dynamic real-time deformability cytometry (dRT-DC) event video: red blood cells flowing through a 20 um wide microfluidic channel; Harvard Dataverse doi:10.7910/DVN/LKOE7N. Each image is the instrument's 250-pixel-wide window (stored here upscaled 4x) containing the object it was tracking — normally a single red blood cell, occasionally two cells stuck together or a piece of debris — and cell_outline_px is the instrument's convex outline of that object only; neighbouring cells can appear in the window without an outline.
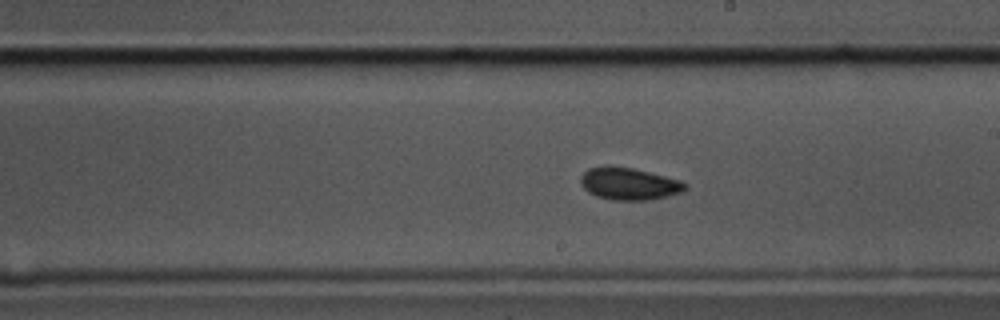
{"species": "common noctule bat (a hibernating species)", "species_latin": "Nyctalus noctula", "temperature_condition": "cold", "stored_images_in_passage": 58, "camera_frame_rate_fps": 3000, "um_per_image_px": 0.085, "animal": {"sex": "male", "body_mass_g": 17.5, "forearm_length_mm": 52.3}, "frame": {"image": 1, "passage_image": 33, "time_ms": 10.667, "image_size_px": [1000, 320], "cell_outline_px": [[688, 188], [684, 192], [648, 200], [612, 200], [596, 196], [588, 192], [580, 184], [580, 176], [588, 168], [604, 164], [612, 164], [632, 168], [680, 180], [688, 184]], "centroid_in_image_um": [53.43, 15.6], "position_along_channel_um": 235.6, "area_um2": 20.0}}
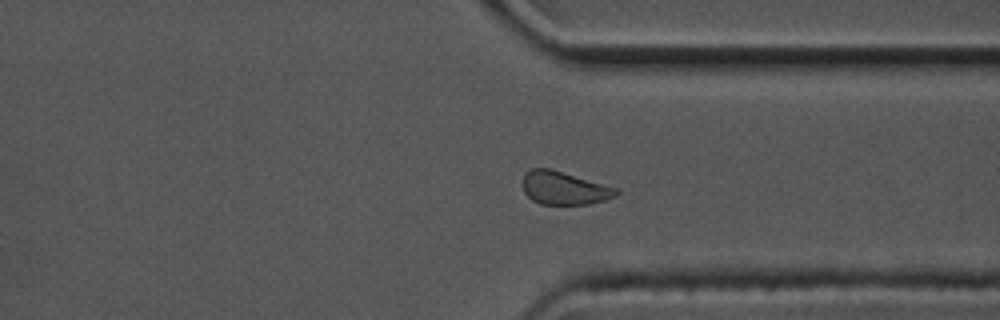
{"frame": {"image": 2, "passage_image": 44, "time_ms": 14.333, "image_size_px": [1000, 320], "cell_outline_px": [[620, 192], [616, 196], [604, 200], [588, 204], [540, 204], [532, 200], [524, 192], [520, 184], [524, 176], [532, 168], [548, 168], [620, 188]], "centroid_in_image_um": [47.96, 15.99], "position_along_channel_um": 363.4, "area_um2": 18.15}}
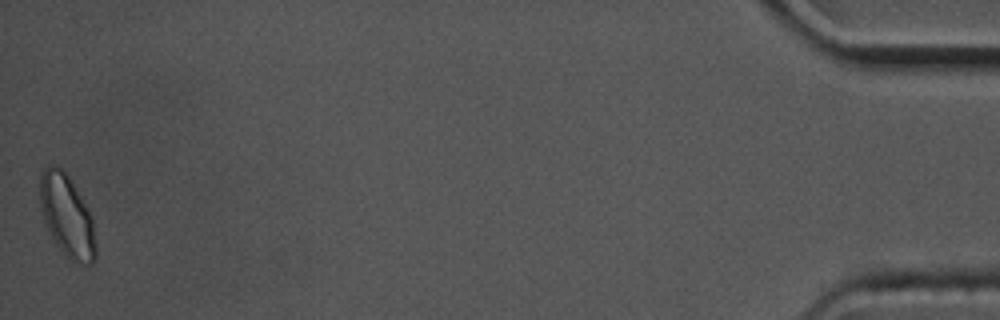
{"frame": {"image": 3, "passage_image": 58, "time_ms": 19.0, "image_size_px": [1000, 320], "cell_outline_px": [[96, 256], [92, 264], [80, 264], [72, 260], [56, 244], [44, 224], [40, 208], [40, 172], [48, 164], [56, 164], [68, 176], [88, 208], [92, 220], [96, 244]], "centroid_in_image_um": [5.67, 18.33], "position_along_channel_um": 429.5, "area_um2": 26.65}, "authors_computed_cell_mechanics": {"area_um2": 19.1607, "velocity_mm_per_s": 3.4799, "shape_relaxation_time_tau1_ms": 2.5092, "shape_relaxation_time_tau2_ms": 4.1252, "deformation_change_tau1": 0.0527, "deformation_change_tau2": 0.0783}}